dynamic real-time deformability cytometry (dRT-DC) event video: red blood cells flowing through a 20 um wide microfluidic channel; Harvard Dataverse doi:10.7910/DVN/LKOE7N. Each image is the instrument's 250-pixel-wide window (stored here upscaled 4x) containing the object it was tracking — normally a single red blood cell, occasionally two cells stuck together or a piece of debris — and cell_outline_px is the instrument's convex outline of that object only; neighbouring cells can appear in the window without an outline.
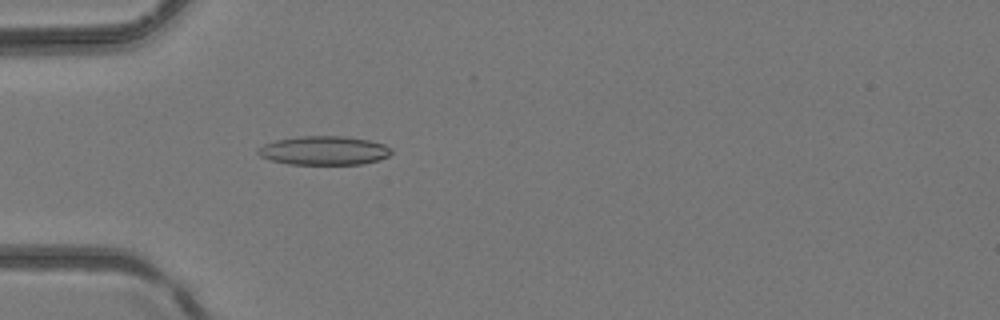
{"species": "common noctule bat (a hibernating species)", "species_latin": "Nyctalus noctula", "temperature_condition": "room temperature", "stored_images_in_passage": 4, "camera_frame_rate_fps": 3000, "um_per_image_px": 0.085, "animal": {"sex": "female", "body_mass_g": 24.6, "forearm_length_mm": 56.2}, "frame": {"image": 1, "passage_image": 4, "time_ms": 1.0, "image_size_px": [1000, 320], "cell_outline_px": [[392, 152], [388, 156], [380, 160], [364, 164], [288, 164], [268, 160], [260, 156], [256, 152], [256, 148], [264, 144], [276, 140], [300, 136], [344, 136], [368, 140], [384, 144]], "centroid_in_image_um": [27.5, 12.8], "position_along_channel_um": 57.5, "area_um2": 22.54}}